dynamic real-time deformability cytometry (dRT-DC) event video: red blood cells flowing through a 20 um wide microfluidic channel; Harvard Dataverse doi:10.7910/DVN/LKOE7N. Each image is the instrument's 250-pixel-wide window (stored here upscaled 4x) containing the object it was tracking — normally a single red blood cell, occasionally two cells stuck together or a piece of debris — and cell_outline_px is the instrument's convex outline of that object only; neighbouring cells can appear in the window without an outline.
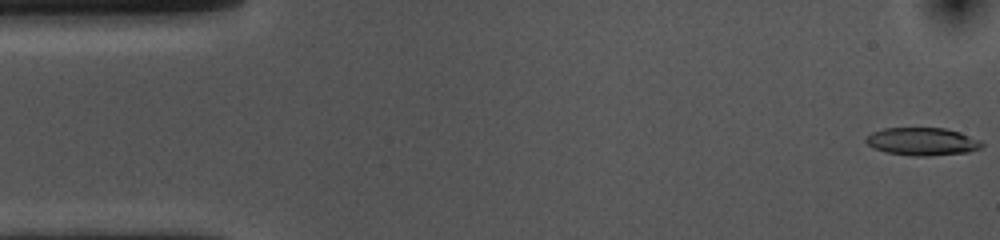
{"species": "common noctule bat (a hibernating species)", "species_latin": "Nyctalus noctula", "temperature_condition": "cold", "stored_images_in_passage": 55, "camera_frame_rate_fps": 3000, "um_per_image_px": 0.085, "animal": {"sex": "female", "body_mass_g": 10.0, "forearm_length_mm": 53.1}, "frame": {"image": 1, "passage_image": 1, "time_ms": 0.0, "image_size_px": [1000, 240], "cell_outline_px": [[984, 144], [980, 148], [968, 152], [924, 156], [916, 156], [884, 152], [872, 148], [864, 140], [872, 132], [884, 128], [944, 128], [960, 132], [980, 140]], "centroid_in_image_um": [78.38, 12.03], "position_along_channel_um": 6.6, "area_um2": 18.73}}
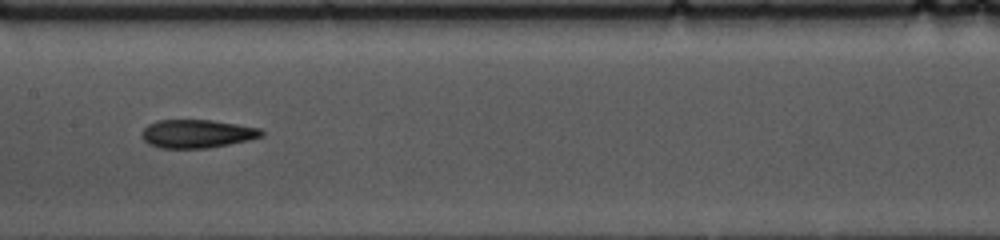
{"frame": {"image": 2, "passage_image": 26, "time_ms": 8.333, "image_size_px": [1000, 240], "cell_outline_px": [[264, 136], [248, 140], [208, 148], [160, 148], [148, 144], [140, 136], [144, 128], [148, 124], [160, 120], [212, 120], [260, 128], [264, 132]], "centroid_in_image_um": [16.73, 11.37], "position_along_channel_um": 190.7, "area_um2": 19.77}}
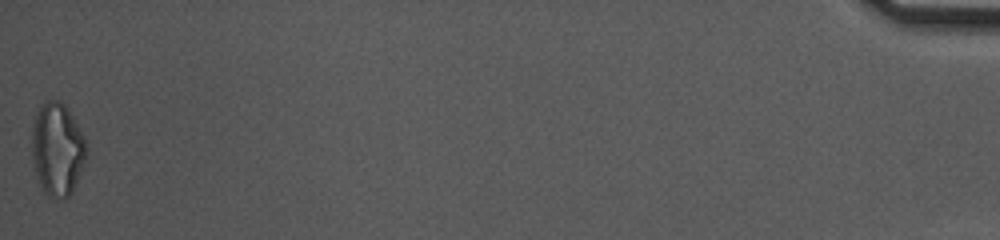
{"frame": {"image": 3, "passage_image": 55, "time_ms": 18.0, "image_size_px": [1000, 240], "cell_outline_px": [[88, 156], [76, 184], [72, 192], [68, 196], [56, 200], [52, 200], [44, 192], [36, 176], [32, 156], [32, 128], [36, 112], [40, 104], [48, 100], [60, 100], [64, 104], [80, 128], [84, 136], [88, 148]], "centroid_in_image_um": [4.89, 12.7], "position_along_channel_um": 430.3, "area_um2": 30.06}, "authors_computed_cell_mechanics": {"area_um2": 19.9988, "velocity_mm_per_s": 3.5673, "shape_relaxation_time_tau1_ms": 7.0903, "shape_relaxation_time_tau2_ms": 5.6666, "deformation_change_tau1": 0.1926, "deformation_change_tau2": 0.169}}